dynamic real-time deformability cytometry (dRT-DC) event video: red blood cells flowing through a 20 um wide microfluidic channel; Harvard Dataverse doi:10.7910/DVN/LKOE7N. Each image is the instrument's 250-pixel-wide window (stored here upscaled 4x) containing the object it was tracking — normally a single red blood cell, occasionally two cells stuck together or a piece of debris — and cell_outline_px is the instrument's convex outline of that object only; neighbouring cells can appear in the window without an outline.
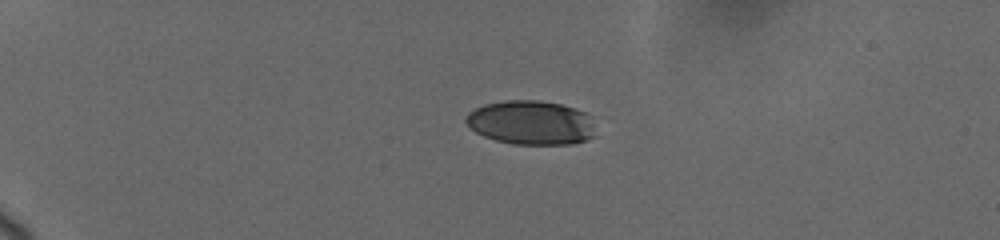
{"species": "human", "species_latin": "Homo sapiens", "temperature_condition": "cold", "stored_images_in_passage": 30, "camera_frame_rate_fps": 3000, "um_per_image_px": 0.085, "donor": {"sex": "female"}, "frame": {"image": 1, "passage_image": 1, "time_ms": 0.0, "image_size_px": [1000, 240], "cell_outline_px": [[596, 136], [572, 144], [512, 144], [496, 140], [484, 136], [468, 128], [464, 120], [468, 112], [484, 104], [504, 100], [540, 100], [560, 104], [576, 108], [592, 116]], "centroid_in_image_um": [45.14, 10.42], "position_along_channel_um": 39.9, "area_um2": 33.76}}
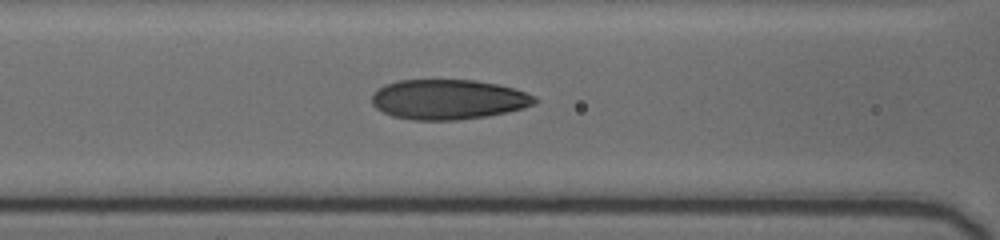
{"frame": {"image": 2, "passage_image": 21, "time_ms": 4.333, "image_size_px": [1000, 240], "cell_outline_px": [[540, 100], [536, 104], [524, 108], [508, 112], [484, 116], [456, 120], [412, 120], [392, 116], [376, 108], [372, 104], [372, 96], [384, 84], [396, 80], [476, 80], [516, 88], [536, 96]], "centroid_in_image_um": [38.15, 8.45], "position_along_channel_um": 128.5, "area_um2": 38.15}}
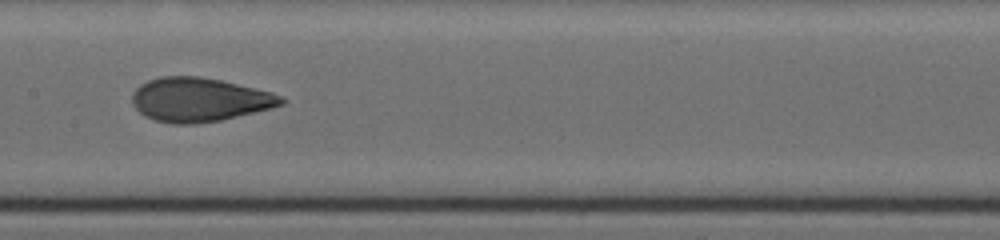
{"frame": {"image": 3, "passage_image": 29, "time_ms": 6.0, "image_size_px": [1000, 240], "cell_outline_px": [[288, 100], [284, 104], [272, 108], [220, 120], [196, 124], [172, 124], [152, 120], [144, 116], [132, 104], [132, 92], [140, 84], [148, 80], [160, 76], [200, 76], [220, 80], [272, 92], [284, 96]], "centroid_in_image_um": [16.94, 8.47], "position_along_channel_um": 190.5, "area_um2": 38.49}}